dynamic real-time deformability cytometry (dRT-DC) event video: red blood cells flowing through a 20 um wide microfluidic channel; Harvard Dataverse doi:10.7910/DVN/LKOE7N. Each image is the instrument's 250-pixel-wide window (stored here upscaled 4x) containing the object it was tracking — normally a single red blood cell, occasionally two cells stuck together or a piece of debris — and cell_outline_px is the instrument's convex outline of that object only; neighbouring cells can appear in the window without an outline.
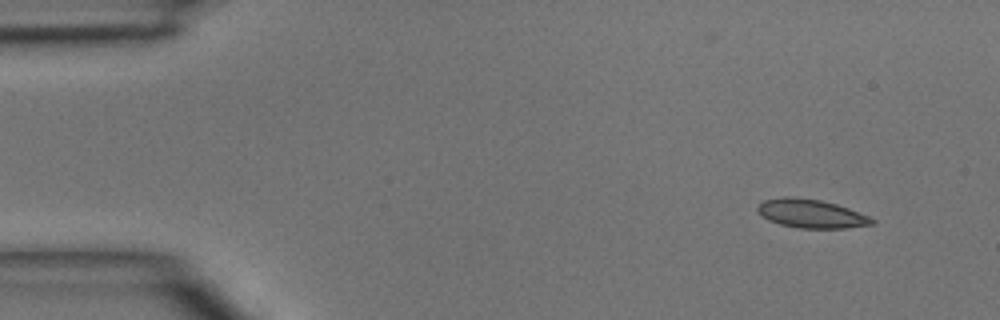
{"species": "common noctule bat (a hibernating species)", "species_latin": "Nyctalus noctula", "temperature_condition": "room temperature", "stored_images_in_passage": 8, "camera_frame_rate_fps": 3000, "um_per_image_px": 0.085, "animal": {"sex": "male", "body_mass_g": 15.6}, "frame": {"image": 1, "passage_image": 1, "time_ms": 0.0, "image_size_px": [1000, 320], "cell_outline_px": [[876, 224], [848, 228], [800, 228], [780, 224], [768, 220], [760, 216], [756, 212], [756, 208], [764, 200], [784, 196], [792, 196], [820, 200], [836, 204], [848, 208], [868, 216], [876, 220]], "centroid_in_image_um": [68.93, 18.16], "position_along_channel_um": 16.1, "area_um2": 19.25}}